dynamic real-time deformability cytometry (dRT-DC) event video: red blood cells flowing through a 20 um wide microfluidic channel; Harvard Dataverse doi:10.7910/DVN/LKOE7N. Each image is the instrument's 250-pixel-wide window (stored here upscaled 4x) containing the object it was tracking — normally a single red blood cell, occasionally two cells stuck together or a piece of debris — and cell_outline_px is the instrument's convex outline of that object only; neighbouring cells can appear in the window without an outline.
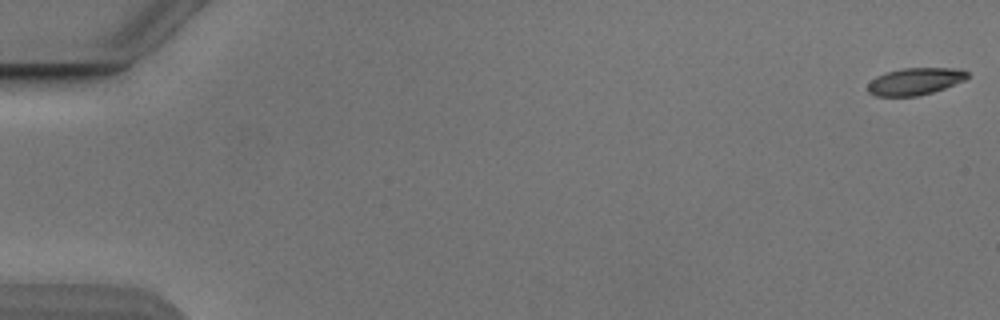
{"species": "Egyptian fruit bat (a non-hibernating species)", "species_latin": "Rousettus aegyptiacus", "temperature_condition": "cold", "stored_images_in_passage": 11, "camera_frame_rate_fps": 3000, "um_per_image_px": 0.085, "animal": {"sex": "male"}, "frame": {"image": 1, "passage_image": 1, "time_ms": 0.0, "image_size_px": [1000, 320], "cell_outline_px": [[968, 76], [964, 80], [944, 88], [932, 92], [916, 96], [876, 96], [868, 92], [868, 84], [876, 76], [884, 72], [904, 68], [960, 68], [968, 72]], "centroid_in_image_um": [77.77, 6.91], "position_along_channel_um": 7.2, "area_um2": 15.66}}